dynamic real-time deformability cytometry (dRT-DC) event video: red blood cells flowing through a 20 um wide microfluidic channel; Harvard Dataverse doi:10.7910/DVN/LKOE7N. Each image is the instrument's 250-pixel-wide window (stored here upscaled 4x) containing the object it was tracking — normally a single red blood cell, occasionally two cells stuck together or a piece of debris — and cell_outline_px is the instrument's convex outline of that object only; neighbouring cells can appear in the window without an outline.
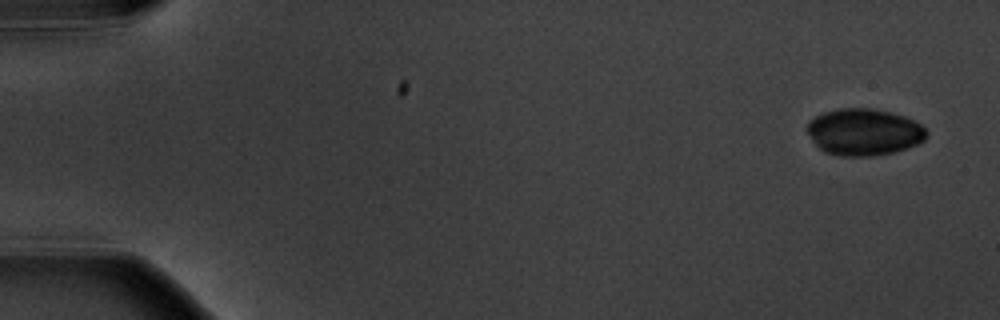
{"species": "common noctule bat (a hibernating species)", "species_latin": "Nyctalus noctula", "temperature_condition": "warm", "stored_images_in_passage": 5, "camera_frame_rate_fps": 3000, "um_per_image_px": 0.085, "animal": {"sex": "male", "body_mass_g": 20.1, "forearm_length_mm": 53.5}, "frame": {"image": 1, "passage_image": 1, "time_ms": 0.0, "image_size_px": [1000, 320], "cell_outline_px": [[928, 136], [924, 140], [908, 148], [892, 152], [872, 156], [840, 156], [824, 152], [812, 140], [808, 132], [808, 120], [824, 112], [840, 108], [872, 108], [904, 116], [920, 124], [928, 132]], "centroid_in_image_um": [73.44, 11.22], "position_along_channel_um": 11.6, "area_um2": 32.43}}